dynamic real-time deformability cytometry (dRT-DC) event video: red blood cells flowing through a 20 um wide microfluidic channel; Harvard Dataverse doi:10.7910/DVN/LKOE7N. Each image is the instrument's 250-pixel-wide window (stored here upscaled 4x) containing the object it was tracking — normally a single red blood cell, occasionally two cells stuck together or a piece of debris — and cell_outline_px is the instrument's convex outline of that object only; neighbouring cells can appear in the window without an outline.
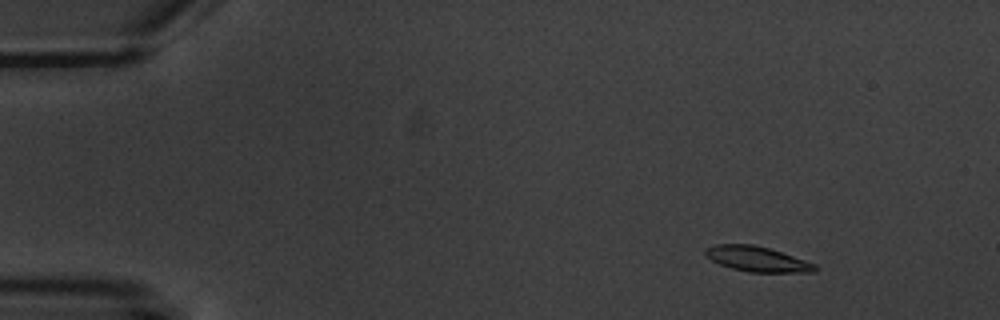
{"species": "common noctule bat (a hibernating species)", "species_latin": "Nyctalus noctula", "temperature_condition": "warm", "stored_images_in_passage": 5, "camera_frame_rate_fps": 3000, "um_per_image_px": 0.085, "animal": {"sex": "male", "body_mass_g": 20.1, "forearm_length_mm": 53.5}, "frame": {"image": 1, "passage_image": 2, "time_ms": 1.333, "image_size_px": [1000, 320], "cell_outline_px": [[816, 272], [748, 272], [732, 268], [720, 264], [704, 256], [704, 248], [716, 244], [752, 244], [768, 248], [816, 264]], "centroid_in_image_um": [64.3, 22.01], "position_along_channel_um": 20.7, "area_um2": 15.95}}
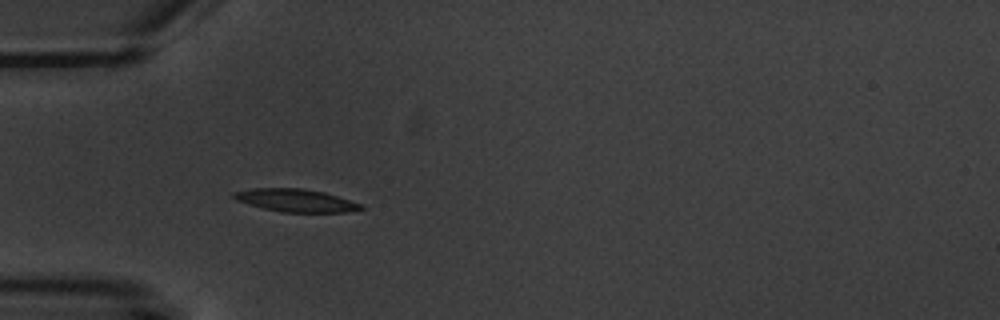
{"frame": {"image": 2, "passage_image": 5, "time_ms": 5.0, "image_size_px": [1000, 320], "cell_outline_px": [[364, 208], [348, 212], [280, 212], [248, 204], [236, 200], [232, 196], [232, 192], [252, 188], [300, 188], [324, 192], [364, 204]], "centroid_in_image_um": [25.15, 17.03], "position_along_channel_um": 59.9, "area_um2": 16.94}}